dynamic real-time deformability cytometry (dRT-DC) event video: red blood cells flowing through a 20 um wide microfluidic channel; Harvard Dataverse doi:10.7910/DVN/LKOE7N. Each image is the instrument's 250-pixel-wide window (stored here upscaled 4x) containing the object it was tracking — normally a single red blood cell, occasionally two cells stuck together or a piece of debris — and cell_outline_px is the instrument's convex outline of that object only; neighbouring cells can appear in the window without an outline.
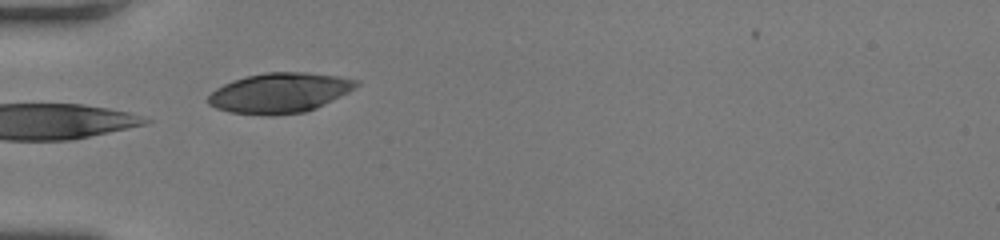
{"species": "human", "species_latin": "Homo sapiens", "temperature_condition": "room temperature", "stored_images_in_passage": 22, "camera_frame_rate_fps": 3000, "um_per_image_px": 0.085, "donor": {"sex": "female"}, "frame": {"image": 1, "passage_image": 1, "time_ms": 0.0, "image_size_px": [1000, 240], "cell_outline_px": [[360, 84], [348, 92], [316, 108], [304, 112], [272, 116], [268, 116], [232, 112], [216, 108], [208, 104], [208, 96], [216, 88], [232, 80], [264, 72], [308, 72], [336, 76], [360, 80]], "centroid_in_image_um": [23.77, 7.89], "position_along_channel_um": 61.2, "area_um2": 34.51}}